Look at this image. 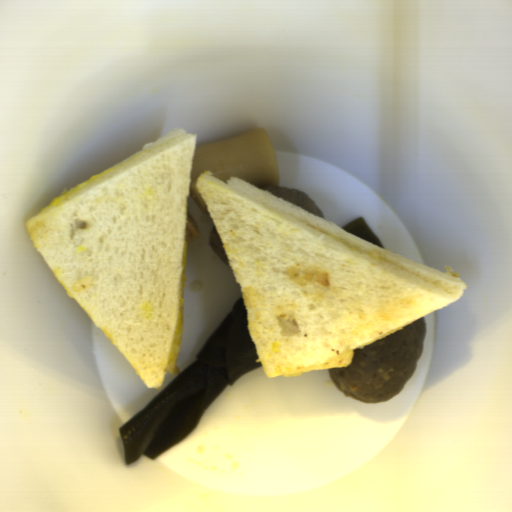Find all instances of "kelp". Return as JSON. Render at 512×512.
Returning <instances> with one entry per match:
<instances>
[{
    "instance_id": "2",
    "label": "kelp",
    "mask_w": 512,
    "mask_h": 512,
    "mask_svg": "<svg viewBox=\"0 0 512 512\" xmlns=\"http://www.w3.org/2000/svg\"><path fill=\"white\" fill-rule=\"evenodd\" d=\"M341 230L353 236H356L362 240H365L371 244H374L380 248L385 249L378 236L375 234L372 228L366 223V221L362 217L356 219L355 221H353L352 223H350Z\"/></svg>"
},
{
    "instance_id": "1",
    "label": "kelp",
    "mask_w": 512,
    "mask_h": 512,
    "mask_svg": "<svg viewBox=\"0 0 512 512\" xmlns=\"http://www.w3.org/2000/svg\"><path fill=\"white\" fill-rule=\"evenodd\" d=\"M195 359L118 429L124 464L139 461L142 454L157 458L179 443L229 385L262 365L241 295Z\"/></svg>"
}]
</instances>
